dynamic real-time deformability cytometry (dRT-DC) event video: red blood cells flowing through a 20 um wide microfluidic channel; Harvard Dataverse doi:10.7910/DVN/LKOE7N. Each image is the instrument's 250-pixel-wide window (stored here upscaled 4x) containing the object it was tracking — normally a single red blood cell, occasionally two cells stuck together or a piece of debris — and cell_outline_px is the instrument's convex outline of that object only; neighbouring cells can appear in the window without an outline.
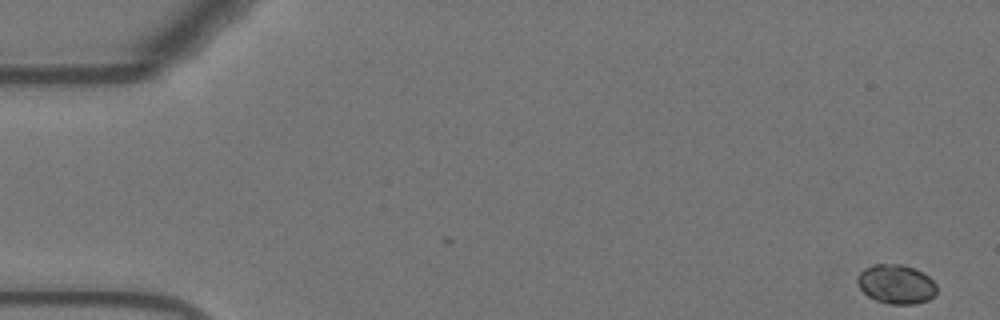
{"species": "Egyptian fruit bat (a non-hibernating species)", "species_latin": "Rousettus aegyptiacus", "temperature_condition": "warm", "stored_images_in_passage": 12, "camera_frame_rate_fps": 3000, "um_per_image_px": 0.085, "animal": {"sex": "female"}, "frame": {"image": 1, "passage_image": 1, "time_ms": 0.0, "image_size_px": [1000, 320], "cell_outline_px": [[936, 292], [928, 300], [916, 304], [888, 304], [876, 300], [868, 296], [856, 284], [856, 276], [864, 268], [872, 264], [904, 264], [928, 276], [936, 284]], "centroid_in_image_um": [76.13, 24.15], "position_along_channel_um": 8.9, "area_um2": 18.21}}